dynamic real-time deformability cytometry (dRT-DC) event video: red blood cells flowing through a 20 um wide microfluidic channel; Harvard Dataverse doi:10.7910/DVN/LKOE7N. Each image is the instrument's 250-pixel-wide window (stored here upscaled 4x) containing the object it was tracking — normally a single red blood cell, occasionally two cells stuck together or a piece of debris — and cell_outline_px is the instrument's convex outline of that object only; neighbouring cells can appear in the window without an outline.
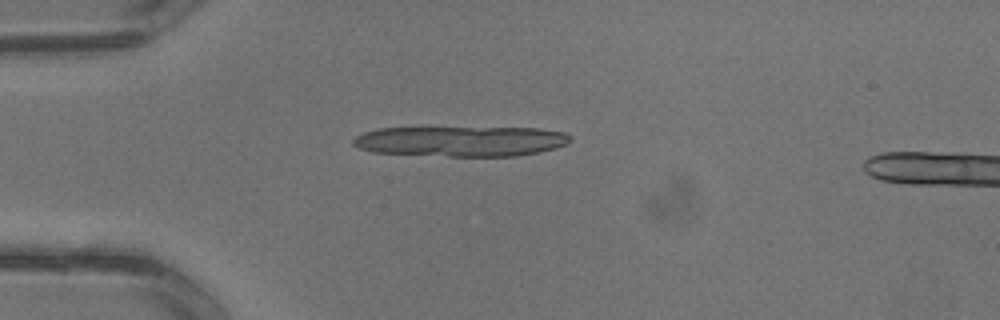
{"species": "common noctule bat (a hibernating species)", "species_latin": "Nyctalus noctula", "temperature_condition": "warm", "stored_images_in_passage": 1, "camera_frame_rate_fps": 3000, "um_per_image_px": 0.085, "animal": {"sex": "male", "body_mass_g": 13.3}, "frame": {"image": 1, "passage_image": 1, "time_ms": 0.0, "image_size_px": [1000, 320], "cell_outline_px": [[572, 140], [568, 144], [556, 148], [516, 156], [448, 156], [372, 152], [360, 148], [352, 144], [352, 140], [356, 136], [364, 132], [380, 128], [540, 128], [564, 132], [572, 136]], "centroid_in_image_um": [39.22, 12.0], "position_along_channel_um": 45.8, "area_um2": 38.32}}